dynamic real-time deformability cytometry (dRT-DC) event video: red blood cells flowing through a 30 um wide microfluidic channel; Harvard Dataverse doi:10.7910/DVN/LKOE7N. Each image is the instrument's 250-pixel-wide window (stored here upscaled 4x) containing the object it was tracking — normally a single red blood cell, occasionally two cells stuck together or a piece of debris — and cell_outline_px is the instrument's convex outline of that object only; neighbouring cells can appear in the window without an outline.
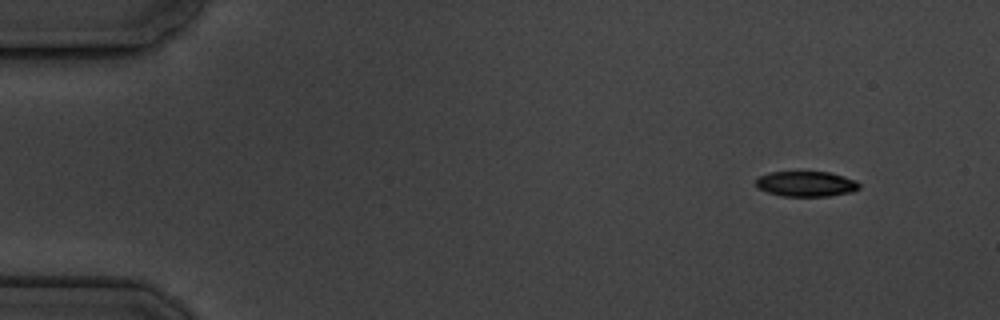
{"species": "common noctule bat (a hibernating species)", "species_latin": "Nyctalus noctula", "temperature_condition": "cold", "stored_images_in_passage": 7, "camera_frame_rate_fps": 3000, "um_per_image_px": 0.085, "animal": {"sex": "male", "body_mass_g": 19.5, "forearm_length_mm": 54.6}, "frame": {"image": 1, "passage_image": 1, "time_ms": 0.0, "image_size_px": [1000, 320], "cell_outline_px": [[860, 188], [852, 192], [828, 196], [784, 196], [768, 192], [756, 188], [756, 180], [760, 176], [768, 172], [828, 172], [844, 176], [856, 180], [860, 184]], "centroid_in_image_um": [68.53, 15.63], "position_along_channel_um": 16.5, "area_um2": 15.26}}
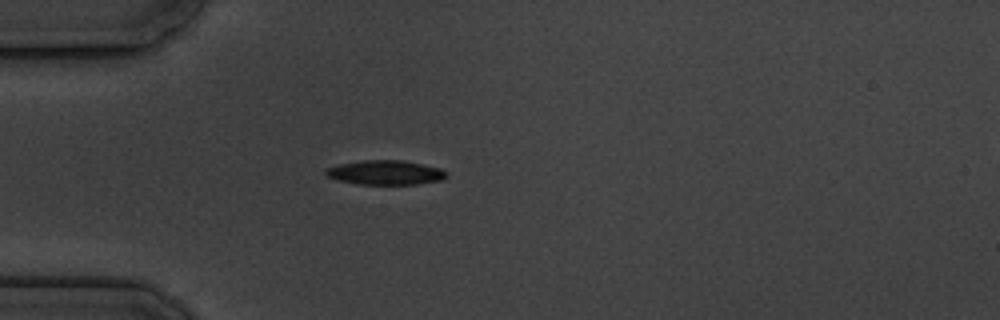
{"frame": {"image": 2, "passage_image": 4, "time_ms": 3.667, "image_size_px": [1000, 320], "cell_outline_px": [[448, 176], [440, 180], [416, 184], [356, 184], [336, 180], [324, 176], [324, 172], [328, 168], [340, 164], [364, 160], [404, 160], [424, 164], [440, 168], [448, 172]], "centroid_in_image_um": [32.75, 14.66], "position_along_channel_um": 52.2, "area_um2": 17.28}}
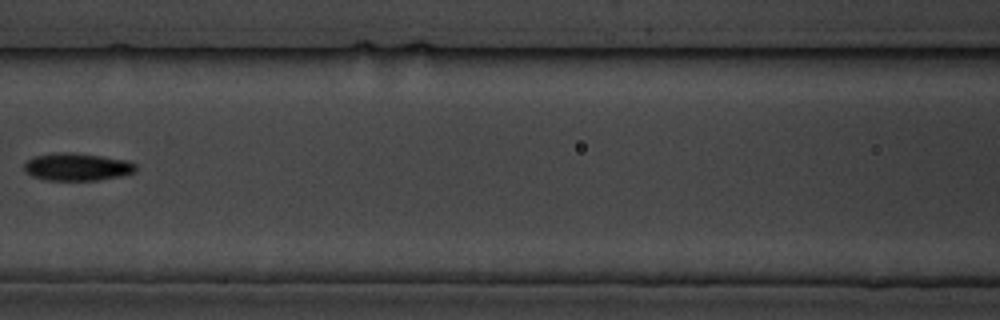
{"frame": {"image": 3, "passage_image": 7, "time_ms": 7.0, "image_size_px": [1000, 320], "cell_outline_px": [[136, 172], [120, 176], [100, 180], [44, 180], [32, 176], [24, 172], [24, 164], [28, 160], [36, 156], [56, 152], [68, 152], [100, 156], [128, 160], [136, 164]], "centroid_in_image_um": [6.55, 14.19], "position_along_channel_um": 160.0, "area_um2": 17.98}}